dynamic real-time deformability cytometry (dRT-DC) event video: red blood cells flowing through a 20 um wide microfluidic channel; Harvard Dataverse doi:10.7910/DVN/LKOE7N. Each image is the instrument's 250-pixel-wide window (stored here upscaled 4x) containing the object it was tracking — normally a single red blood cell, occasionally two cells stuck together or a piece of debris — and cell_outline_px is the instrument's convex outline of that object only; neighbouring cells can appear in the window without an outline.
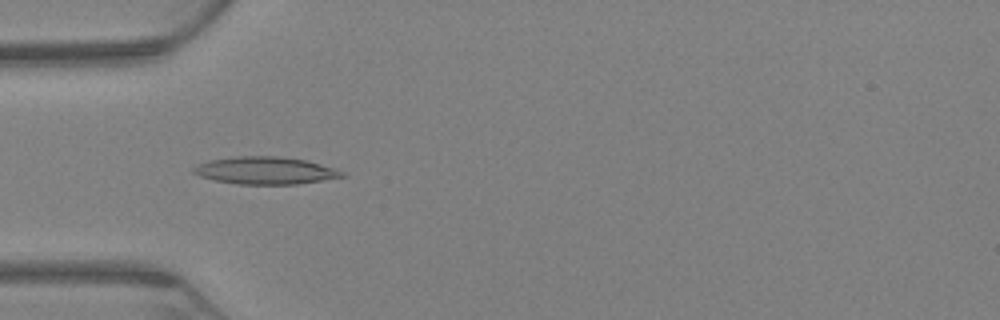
{"species": "Egyptian fruit bat (a non-hibernating species)", "species_latin": "Rousettus aegyptiacus", "temperature_condition": "warm", "stored_images_in_passage": 68, "camera_frame_rate_fps": 3000, "um_per_image_px": 0.085, "animal": {"sex": "female"}, "frame": {"image": 1, "passage_image": 22, "time_ms": 7.0, "image_size_px": [1000, 320], "cell_outline_px": [[348, 176], [296, 184], [236, 184], [216, 180], [200, 176], [192, 172], [192, 168], [208, 160], [236, 156], [280, 156], [304, 160], [320, 164], [344, 172]], "centroid_in_image_um": [22.54, 14.49], "position_along_channel_um": 62.5, "area_um2": 23.52}}
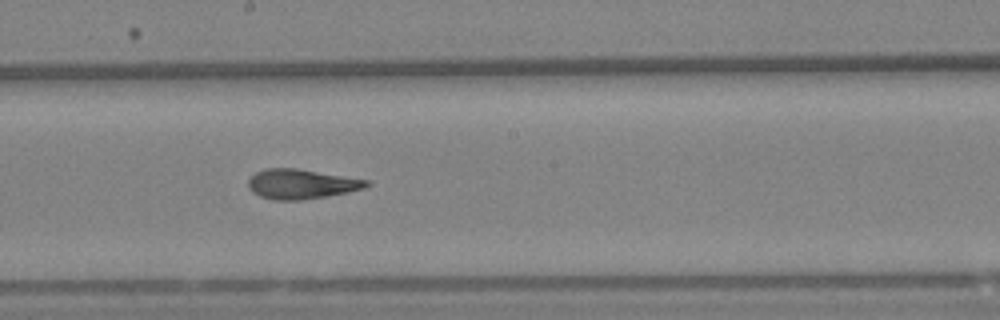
{"frame": {"image": 2, "passage_image": 38, "time_ms": 12.333, "image_size_px": [1000, 320], "cell_outline_px": [[372, 184], [364, 188], [348, 192], [300, 200], [276, 200], [260, 196], [252, 192], [248, 188], [248, 180], [256, 172], [264, 168], [296, 168], [368, 180]], "centroid_in_image_um": [25.59, 15.63], "position_along_channel_um": 222.6, "area_um2": 20.35}}
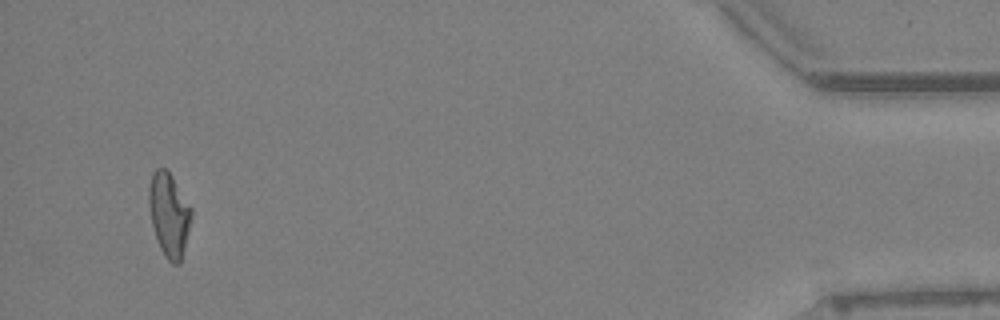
{"frame": {"image": 3, "passage_image": 65, "time_ms": 21.333, "image_size_px": [1000, 320], "cell_outline_px": [[192, 216], [180, 264], [172, 264], [164, 256], [160, 248], [152, 224], [148, 204], [148, 188], [152, 172], [156, 168], [164, 168], [172, 176], [192, 208]], "centroid_in_image_um": [14.36, 18.23], "position_along_channel_um": 420.8, "area_um2": 20.69}, "authors_computed_cell_mechanics": {"area_um2": 20.9814, "velocity_mm_per_s": 3.0479, "shape_relaxation_time_tau1_ms": null, "shape_relaxation_time_tau2_ms": 2.4668, "deformation_change_tau1": null, "deformation_change_tau2": 0.1111}}